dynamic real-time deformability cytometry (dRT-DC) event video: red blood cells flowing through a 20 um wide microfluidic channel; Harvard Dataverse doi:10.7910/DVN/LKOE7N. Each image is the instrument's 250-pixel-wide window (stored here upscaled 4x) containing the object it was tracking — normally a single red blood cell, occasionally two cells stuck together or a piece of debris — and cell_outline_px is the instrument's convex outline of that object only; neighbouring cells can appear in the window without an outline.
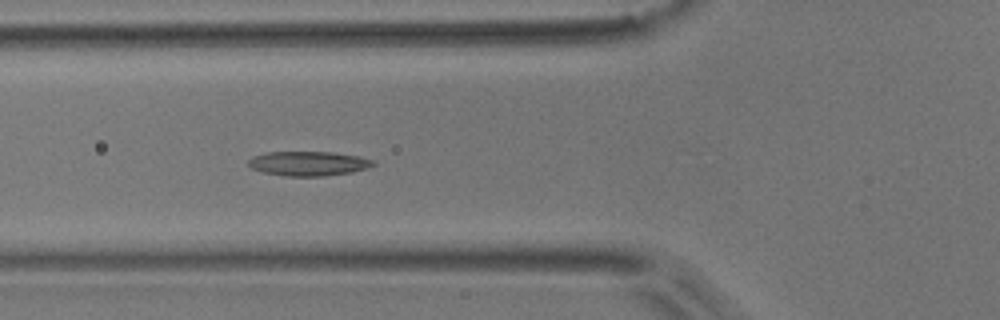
{"species": "common noctule bat (a hibernating species)", "species_latin": "Nyctalus noctula", "temperature_condition": "room temperature", "stored_images_in_passage": 5, "camera_frame_rate_fps": 3000, "um_per_image_px": 0.085, "animal": {"sex": "male", "body_mass_g": 17.9}, "frame": {"image": 1, "passage_image": 5, "time_ms": 1.333, "image_size_px": [1000, 320], "cell_outline_px": [[376, 164], [368, 168], [352, 172], [324, 176], [284, 176], [264, 172], [252, 168], [248, 164], [248, 160], [252, 156], [268, 152], [332, 152], [360, 156], [372, 160]], "centroid_in_image_um": [26.23, 13.9], "position_along_channel_um": 99.6, "area_um2": 17.8}}